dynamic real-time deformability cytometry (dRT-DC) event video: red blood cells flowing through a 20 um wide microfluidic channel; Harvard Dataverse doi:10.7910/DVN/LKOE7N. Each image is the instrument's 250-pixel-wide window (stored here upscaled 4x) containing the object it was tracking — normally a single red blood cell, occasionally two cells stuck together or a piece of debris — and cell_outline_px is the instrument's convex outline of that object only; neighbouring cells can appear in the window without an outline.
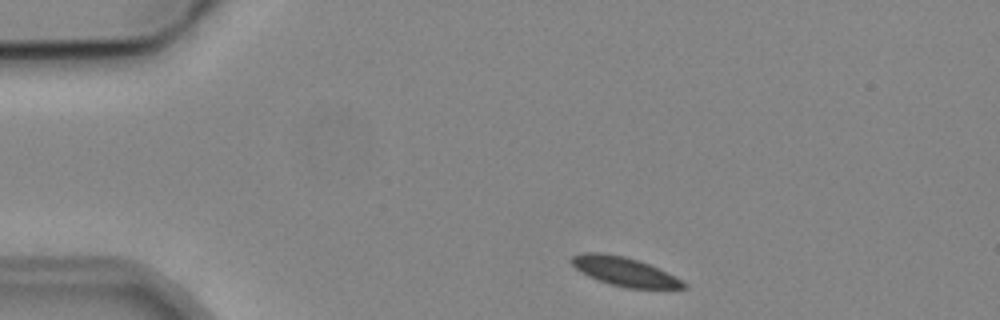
{"species": "common noctule bat (a hibernating species)", "species_latin": "Nyctalus noctula", "temperature_condition": "cold", "stored_images_in_passage": 2, "camera_frame_rate_fps": 3000, "um_per_image_px": 0.085, "animal": {"sex": "male", "body_mass_g": 19.2, "forearm_length_mm": 51.8}, "frame": {"image": 1, "passage_image": 1, "time_ms": 0.0, "image_size_px": [1000, 320], "cell_outline_px": [[688, 288], [624, 288], [588, 276], [580, 272], [568, 260], [572, 256], [580, 252], [604, 252], [624, 256], [640, 260], [688, 284]], "centroid_in_image_um": [53.0, 23.06], "position_along_channel_um": 32.0, "area_um2": 18.73}}